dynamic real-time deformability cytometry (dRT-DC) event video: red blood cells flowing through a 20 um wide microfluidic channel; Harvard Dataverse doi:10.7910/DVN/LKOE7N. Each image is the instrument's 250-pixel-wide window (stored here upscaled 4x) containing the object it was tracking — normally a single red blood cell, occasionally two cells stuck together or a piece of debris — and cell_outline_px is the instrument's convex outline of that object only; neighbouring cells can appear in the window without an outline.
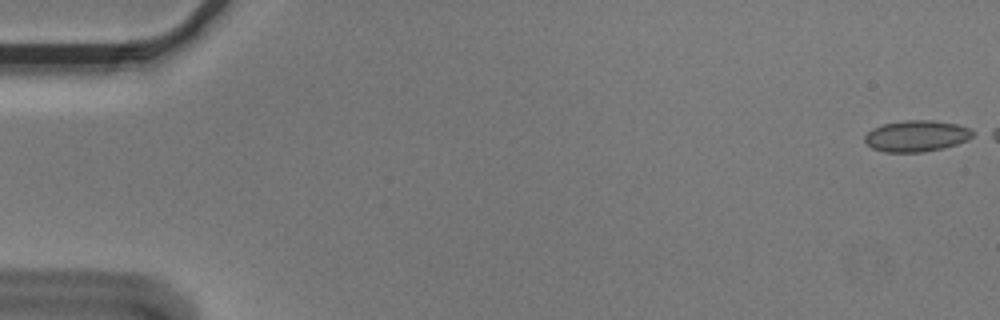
{"species": "Egyptian fruit bat (a non-hibernating species)", "species_latin": "Rousettus aegyptiacus", "temperature_condition": "cold", "stored_images_in_passage": 11, "camera_frame_rate_fps": 3000, "um_per_image_px": 0.085, "animal": {"sex": "male"}, "frame": {"image": 1, "passage_image": 1, "time_ms": 0.0, "image_size_px": [1000, 320], "cell_outline_px": [[980, 132], [976, 136], [968, 140], [944, 148], [924, 152], [884, 152], [872, 148], [864, 140], [864, 136], [872, 128], [884, 124], [904, 120], [932, 120], [956, 124], [972, 128]], "centroid_in_image_um": [77.98, 11.56], "position_along_channel_um": 7.0, "area_um2": 20.06}}
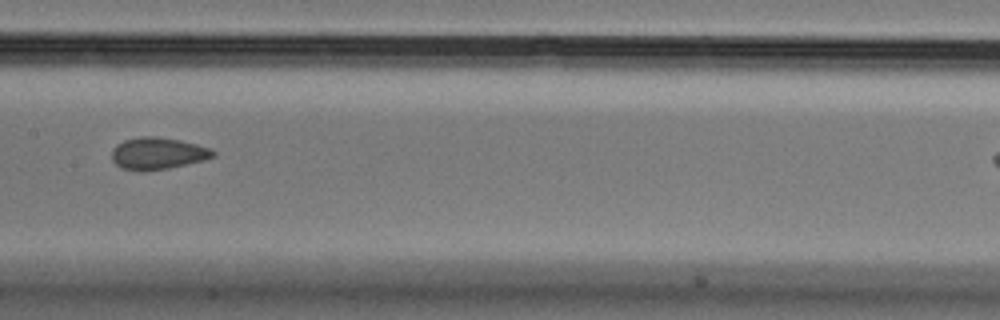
{"frame": {"image": 2, "passage_image": 8, "time_ms": 2.333, "image_size_px": [1000, 320], "cell_outline_px": [[216, 156], [204, 160], [168, 168], [120, 168], [112, 160], [112, 148], [116, 144], [124, 140], [144, 136], [152, 136], [180, 140], [212, 148], [216, 152]], "centroid_in_image_um": [13.45, 13.0], "position_along_channel_um": 193.9, "area_um2": 18.32}}
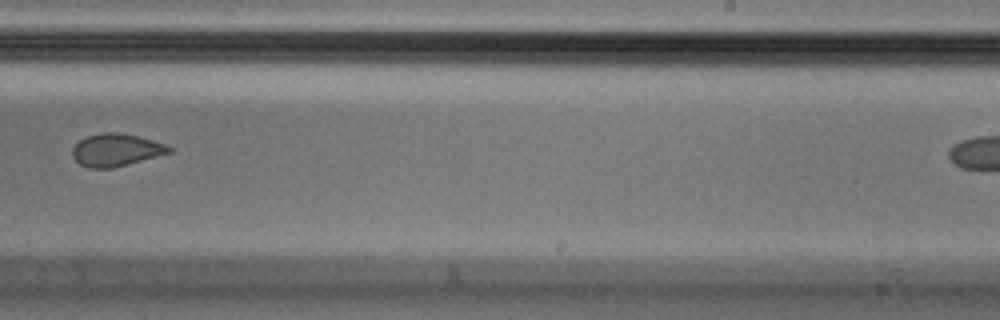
{"frame": {"image": 3, "passage_image": 10, "time_ms": 3.0, "image_size_px": [1000, 320], "cell_outline_px": [[172, 152], [112, 168], [88, 168], [80, 164], [72, 156], [72, 148], [80, 140], [88, 136], [100, 132], [116, 132], [136, 136], [152, 140], [164, 144], [172, 148]], "centroid_in_image_um": [9.83, 12.75], "position_along_channel_um": 279.2, "area_um2": 18.09}}